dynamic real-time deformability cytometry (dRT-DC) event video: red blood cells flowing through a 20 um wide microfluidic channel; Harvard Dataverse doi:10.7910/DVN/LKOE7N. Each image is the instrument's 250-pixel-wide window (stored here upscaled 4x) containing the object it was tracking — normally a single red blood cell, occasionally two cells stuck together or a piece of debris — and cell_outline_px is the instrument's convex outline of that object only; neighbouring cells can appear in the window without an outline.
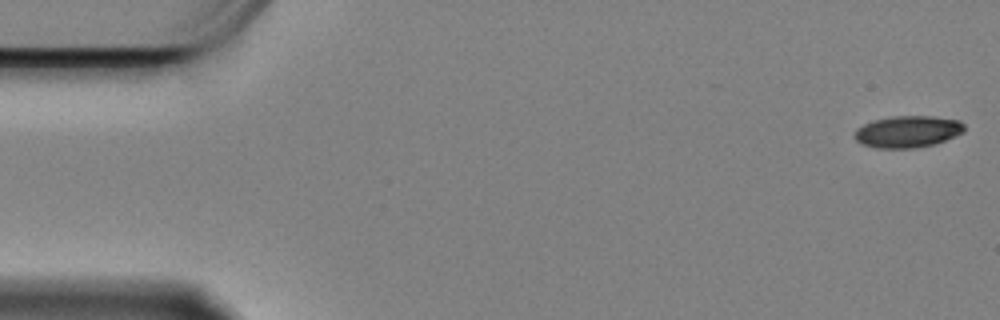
{"species": "Egyptian fruit bat (a non-hibernating species)", "species_latin": "Rousettus aegyptiacus", "temperature_condition": "cold", "stored_images_in_passage": 60, "camera_frame_rate_fps": 3000, "um_per_image_px": 0.085, "animal": {"sex": "female"}, "frame": {"image": 1, "passage_image": 1, "time_ms": 0.0, "image_size_px": [1000, 320], "cell_outline_px": [[964, 132], [936, 144], [916, 148], [876, 148], [860, 144], [852, 136], [856, 128], [872, 120], [892, 116], [932, 116], [960, 120], [964, 124]], "centroid_in_image_um": [77.12, 11.19], "position_along_channel_um": 7.9, "area_um2": 20.63}}
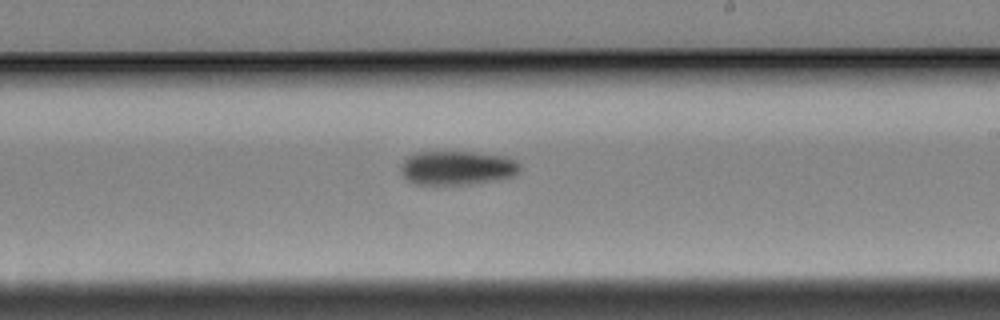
{"frame": {"image": 2, "passage_image": 34, "time_ms": 11.0, "image_size_px": [1000, 320], "cell_outline_px": [[520, 172], [516, 176], [496, 180], [468, 184], [416, 184], [408, 180], [400, 172], [400, 164], [408, 156], [416, 152], [476, 152], [504, 156], [516, 160], [520, 164]], "centroid_in_image_um": [38.88, 14.26], "position_along_channel_um": 250.1, "area_um2": 23.81}}
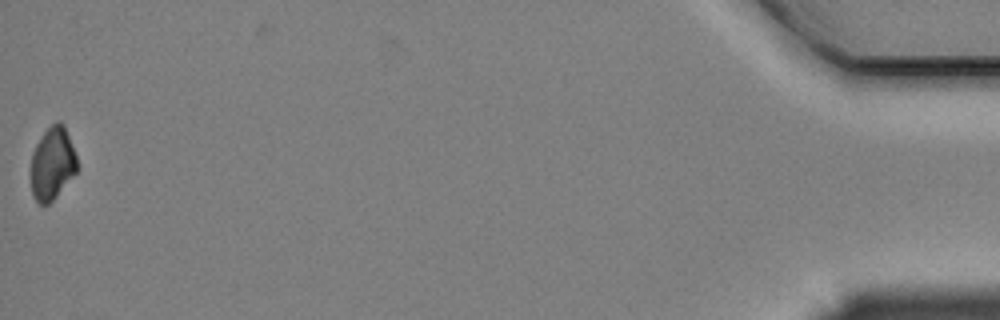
{"frame": {"image": 3, "passage_image": 59, "time_ms": 19.333, "image_size_px": [1000, 320], "cell_outline_px": [[76, 172], [56, 196], [48, 204], [40, 204], [36, 200], [32, 192], [32, 152], [40, 136], [56, 120], [60, 120], [64, 124], [76, 156]], "centroid_in_image_um": [4.45, 13.86], "position_along_channel_um": 430.8, "area_um2": 19.19}, "authors_computed_cell_mechanics": {"area_um2": 22.1374, "velocity_mm_per_s": 3.3404, "shape_relaxation_time_tau1_ms": 2.7727, "shape_relaxation_time_tau2_ms": null, "deformation_change_tau1": 0.0969, "deformation_change_tau2": null}}